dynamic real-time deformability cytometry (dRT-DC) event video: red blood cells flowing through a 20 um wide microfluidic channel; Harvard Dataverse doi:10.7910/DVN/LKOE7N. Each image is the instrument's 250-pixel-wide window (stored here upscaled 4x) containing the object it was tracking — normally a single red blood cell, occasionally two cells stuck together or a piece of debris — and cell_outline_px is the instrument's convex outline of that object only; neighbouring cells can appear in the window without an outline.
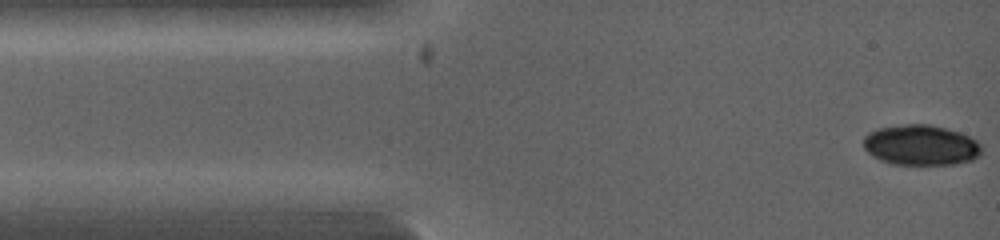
{"species": "common noctule bat (a hibernating species)", "species_latin": "Nyctalus noctula", "temperature_condition": "warm", "stored_images_in_passage": 2, "camera_frame_rate_fps": 5000, "um_per_image_px": 0.085, "animal": {"sex": "female", "body_mass_g": 19.0, "forearm_length_mm": 53.3}, "frame": {"image": 1, "passage_image": 2, "time_ms": 0.2, "image_size_px": [1000, 240], "cell_outline_px": [[980, 156], [972, 160], [952, 164], [892, 164], [880, 160], [872, 156], [864, 148], [864, 136], [868, 132], [880, 128], [904, 124], [928, 124], [960, 132], [976, 140], [980, 144]], "centroid_in_image_um": [78.26, 12.33], "position_along_channel_um": 6.7, "area_um2": 27.69}}